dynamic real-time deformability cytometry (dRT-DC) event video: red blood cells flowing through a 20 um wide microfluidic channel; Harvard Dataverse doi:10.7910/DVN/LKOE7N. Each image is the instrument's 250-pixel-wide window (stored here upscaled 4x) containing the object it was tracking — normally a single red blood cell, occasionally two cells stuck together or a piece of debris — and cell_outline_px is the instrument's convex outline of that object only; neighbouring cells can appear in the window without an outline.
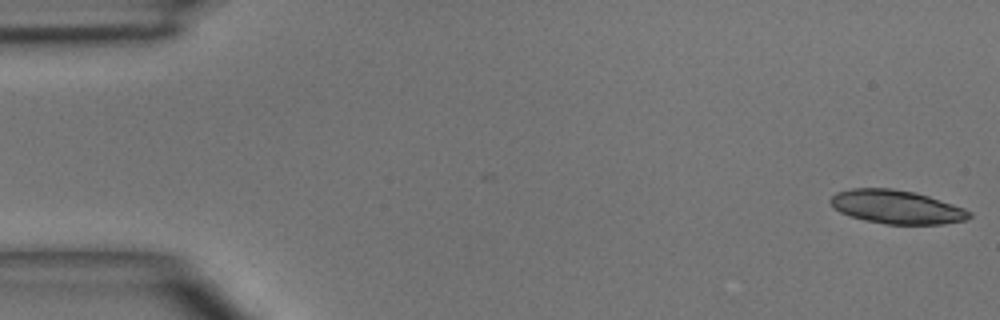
{"species": "common noctule bat (a hibernating species)", "species_latin": "Nyctalus noctula", "temperature_condition": "room temperature", "stored_images_in_passage": 5, "segment_of_instrument_passage": [2, 2], "camera_frame_rate_fps": 3000, "um_per_image_px": 0.085, "animal": {"sex": "male", "body_mass_g": 15.6}, "frame": {"image": 1, "passage_image": 5, "time_ms": 4.667, "image_size_px": [1000, 320], "cell_outline_px": [[972, 216], [964, 220], [944, 224], [884, 224], [864, 220], [840, 212], [828, 200], [836, 192], [852, 188], [892, 188], [916, 192], [964, 208], [972, 212]], "centroid_in_image_um": [76.21, 17.58], "position_along_channel_um": 8.8, "area_um2": 27.11}}